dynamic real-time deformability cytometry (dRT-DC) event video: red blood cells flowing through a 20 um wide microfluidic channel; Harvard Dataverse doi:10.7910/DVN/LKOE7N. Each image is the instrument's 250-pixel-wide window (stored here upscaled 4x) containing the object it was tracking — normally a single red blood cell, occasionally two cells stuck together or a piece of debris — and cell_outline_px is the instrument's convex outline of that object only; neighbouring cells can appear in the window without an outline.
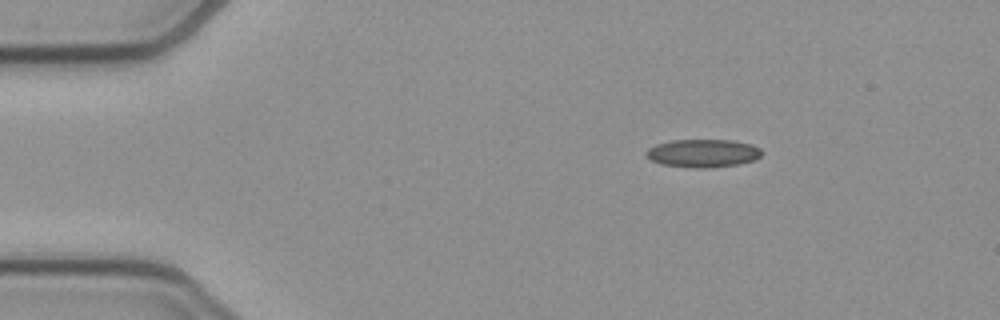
{"species": "common noctule bat (a hibernating species)", "species_latin": "Nyctalus noctula", "temperature_condition": "cold", "stored_images_in_passage": 45, "camera_frame_rate_fps": 3000, "um_per_image_px": 0.085, "animal": {"sex": "female", "body_mass_g": 21.9}, "frame": {"image": 1, "passage_image": 1, "time_ms": 0.0, "image_size_px": [1000, 320], "cell_outline_px": [[764, 152], [756, 160], [740, 164], [704, 168], [696, 168], [660, 164], [652, 160], [644, 152], [648, 148], [656, 144], [672, 140], [732, 140], [752, 144], [760, 148]], "centroid_in_image_um": [59.79, 13.02], "position_along_channel_um": 25.2, "area_um2": 19.02}}
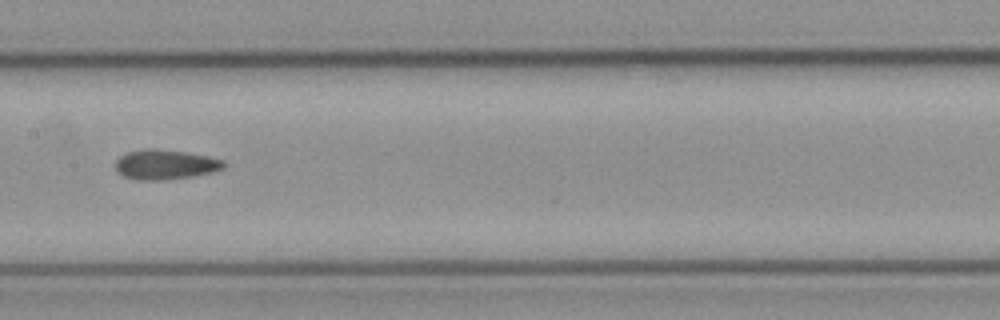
{"frame": {"image": 2, "passage_image": 19, "time_ms": 6.0, "image_size_px": [1000, 320], "cell_outline_px": [[228, 164], [224, 168], [212, 172], [192, 176], [164, 180], [136, 180], [124, 176], [116, 172], [116, 160], [124, 152], [144, 148], [156, 148], [184, 152], [208, 156], [224, 160]], "centroid_in_image_um": [14.03, 13.98], "position_along_channel_um": 193.4, "area_um2": 19.07}}
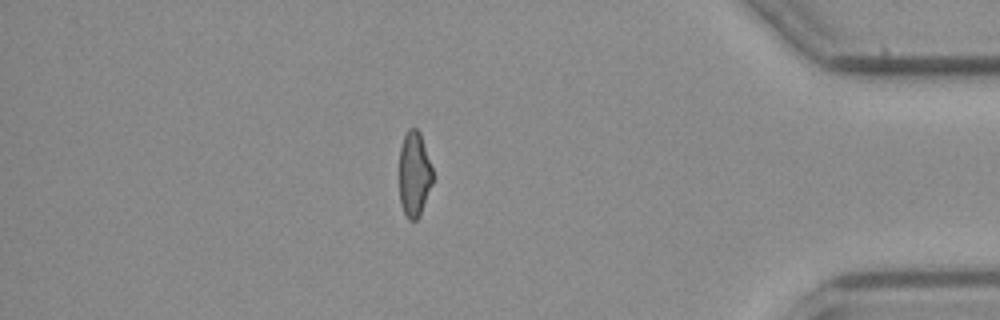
{"frame": {"image": 3, "passage_image": 38, "time_ms": 12.333, "image_size_px": [1000, 320], "cell_outline_px": [[432, 184], [420, 216], [416, 220], [408, 220], [404, 212], [400, 200], [400, 148], [404, 136], [408, 128], [416, 128], [420, 132], [432, 168]], "centroid_in_image_um": [35.21, 14.81], "position_along_channel_um": 400.0, "area_um2": 16.47}, "authors_computed_cell_mechanics": {"area_um2": 18.207, "velocity_mm_per_s": 3.8914, "shape_relaxation_time_tau1_ms": 9.3681, "shape_relaxation_time_tau2_ms": 2.7846, "deformation_change_tau1": 0.1869, "deformation_change_tau2": 0.1083}}